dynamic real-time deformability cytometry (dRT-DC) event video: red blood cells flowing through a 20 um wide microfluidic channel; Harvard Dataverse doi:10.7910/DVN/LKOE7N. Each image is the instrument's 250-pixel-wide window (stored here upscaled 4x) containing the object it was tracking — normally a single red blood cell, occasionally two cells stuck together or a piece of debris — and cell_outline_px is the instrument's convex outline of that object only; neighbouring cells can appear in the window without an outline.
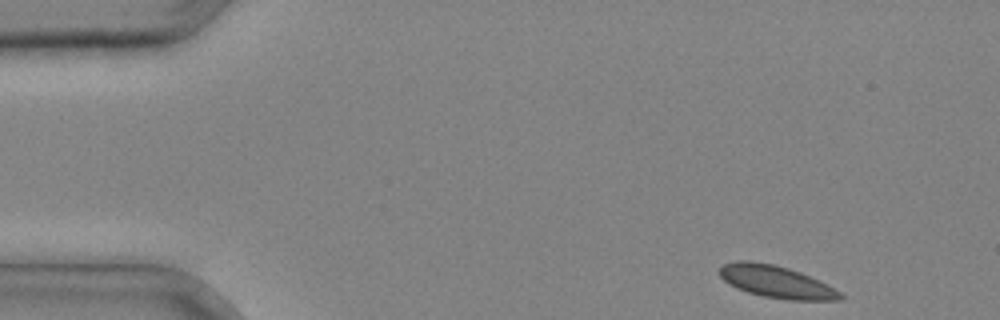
{"species": "common noctule bat (a hibernating species)", "species_latin": "Nyctalus noctula", "temperature_condition": "cold", "stored_images_in_passage": 8, "camera_frame_rate_fps": 3000, "um_per_image_px": 0.085, "animal": {"sex": "male", "body_mass_g": 20.4}, "frame": {"image": 1, "passage_image": 1, "time_ms": 0.0, "image_size_px": [1000, 320], "cell_outline_px": [[844, 296], [840, 300], [788, 300], [764, 296], [748, 292], [736, 288], [724, 280], [720, 276], [720, 268], [724, 264], [736, 260], [752, 260], [772, 264], [788, 268], [800, 272], [820, 280], [828, 284], [840, 292]], "centroid_in_image_um": [65.99, 23.94], "position_along_channel_um": 19.0, "area_um2": 22.66}}